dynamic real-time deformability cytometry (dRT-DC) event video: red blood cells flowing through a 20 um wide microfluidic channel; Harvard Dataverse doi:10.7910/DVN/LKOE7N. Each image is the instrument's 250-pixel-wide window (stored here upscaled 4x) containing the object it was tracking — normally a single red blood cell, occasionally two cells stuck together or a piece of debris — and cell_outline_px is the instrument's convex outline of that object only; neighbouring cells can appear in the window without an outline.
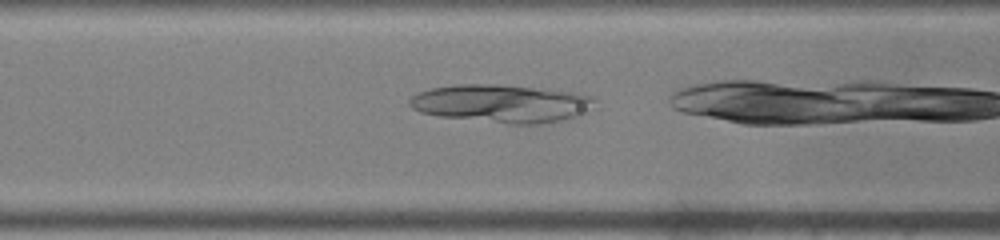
{"species": "common noctule bat (a hibernating species)", "species_latin": "Nyctalus noctula", "temperature_condition": "warm", "stored_images_in_passage": 37, "camera_frame_rate_fps": 3000, "um_per_image_px": 0.085, "animal": {"sex": "male", "body_mass_g": 19.0, "forearm_length_mm": 50.8}, "frame": {"image": 1, "passage_image": 17, "time_ms": 5.333, "image_size_px": [1000, 240], "cell_outline_px": [[600, 108], [580, 116], [540, 124], [508, 124], [440, 116], [420, 112], [412, 108], [408, 104], [408, 100], [412, 96], [420, 92], [432, 88], [456, 84], [500, 84], [572, 92], [592, 96], [596, 100]], "centroid_in_image_um": [42.72, 8.8], "position_along_channel_um": 123.9, "area_um2": 41.5}}
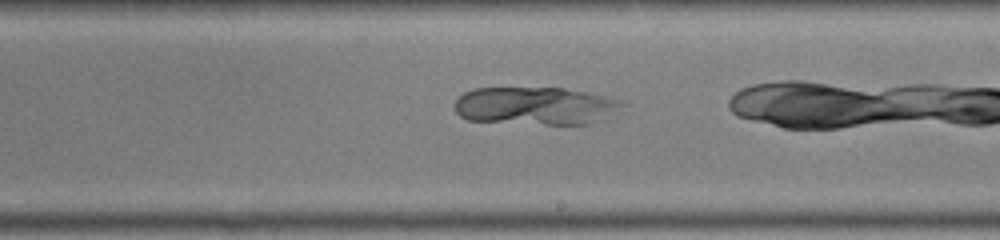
{"frame": {"image": 2, "passage_image": 26, "time_ms": 8.333, "image_size_px": [1000, 240], "cell_outline_px": [[624, 104], [588, 124], [544, 124], [468, 120], [460, 116], [456, 112], [452, 104], [464, 92], [476, 88], [564, 88], [584, 92], [620, 100]], "centroid_in_image_um": [45.36, 8.99], "position_along_channel_um": 243.6, "area_um2": 36.13}}